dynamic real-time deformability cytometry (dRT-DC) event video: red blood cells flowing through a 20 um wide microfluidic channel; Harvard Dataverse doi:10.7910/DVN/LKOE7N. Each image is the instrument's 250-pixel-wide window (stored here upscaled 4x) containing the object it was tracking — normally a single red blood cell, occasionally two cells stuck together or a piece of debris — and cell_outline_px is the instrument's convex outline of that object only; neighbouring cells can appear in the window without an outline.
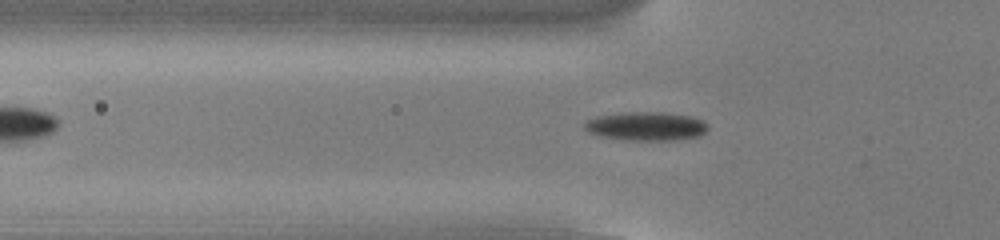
{"species": "common noctule bat (a hibernating species)", "species_latin": "Nyctalus noctula", "temperature_condition": "cold", "stored_images_in_passage": 48, "camera_frame_rate_fps": 3000, "um_per_image_px": 0.085, "animal": {"sex": "male", "body_mass_g": 13.0, "forearm_length_mm": 53.1}, "frame": {"image": 1, "passage_image": 15, "time_ms": 4.667, "image_size_px": [1000, 240], "cell_outline_px": [[708, 128], [700, 136], [672, 140], [628, 140], [604, 136], [588, 132], [584, 128], [584, 124], [588, 120], [600, 116], [628, 112], [664, 112], [692, 116], [704, 120], [708, 124]], "centroid_in_image_um": [54.99, 10.72], "position_along_channel_um": 70.8, "area_um2": 20.46}}
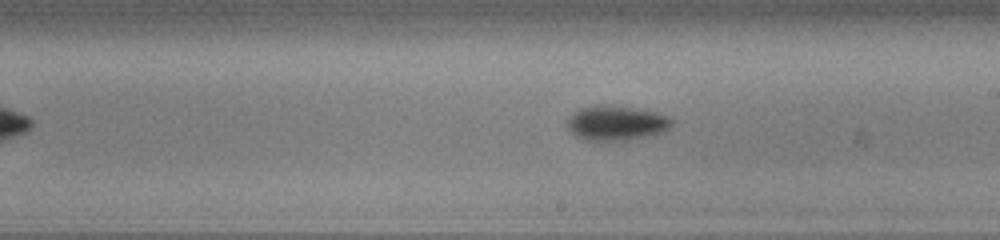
{"frame": {"image": 2, "passage_image": 28, "time_ms": 9.0, "image_size_px": [1000, 240], "cell_outline_px": [[672, 124], [664, 132], [656, 136], [628, 140], [596, 144], [584, 140], [576, 136], [564, 124], [580, 108], [600, 104], [632, 108], [656, 112], [668, 116], [672, 120]], "centroid_in_image_um": [52.38, 10.52], "position_along_channel_um": 236.6, "area_um2": 21.85}}
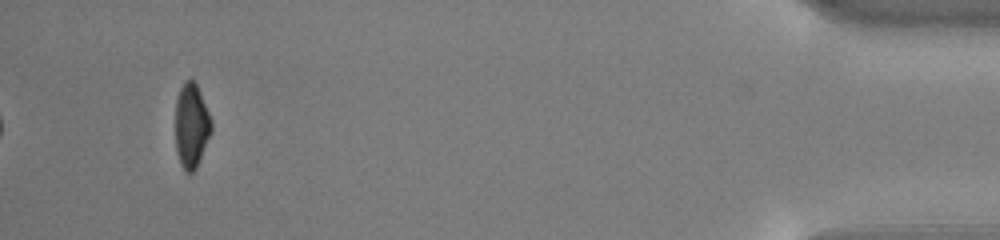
{"frame": {"image": 3, "passage_image": 48, "time_ms": 15.667, "image_size_px": [1000, 240], "cell_outline_px": [[212, 132], [200, 160], [196, 168], [192, 172], [184, 172], [180, 164], [176, 152], [176, 100], [180, 88], [184, 80], [192, 80], [196, 84], [200, 92], [212, 120]], "centroid_in_image_um": [16.28, 10.71], "position_along_channel_um": 418.9, "area_um2": 17.8}, "authors_computed_cell_mechanics": {"area_um2": 18.6694, "velocity_mm_per_s": 3.8276, "shape_relaxation_time_tau1_ms": 1.4156, "shape_relaxation_time_tau2_ms": null, "deformation_change_tau1": 0.1246, "deformation_change_tau2": null}}